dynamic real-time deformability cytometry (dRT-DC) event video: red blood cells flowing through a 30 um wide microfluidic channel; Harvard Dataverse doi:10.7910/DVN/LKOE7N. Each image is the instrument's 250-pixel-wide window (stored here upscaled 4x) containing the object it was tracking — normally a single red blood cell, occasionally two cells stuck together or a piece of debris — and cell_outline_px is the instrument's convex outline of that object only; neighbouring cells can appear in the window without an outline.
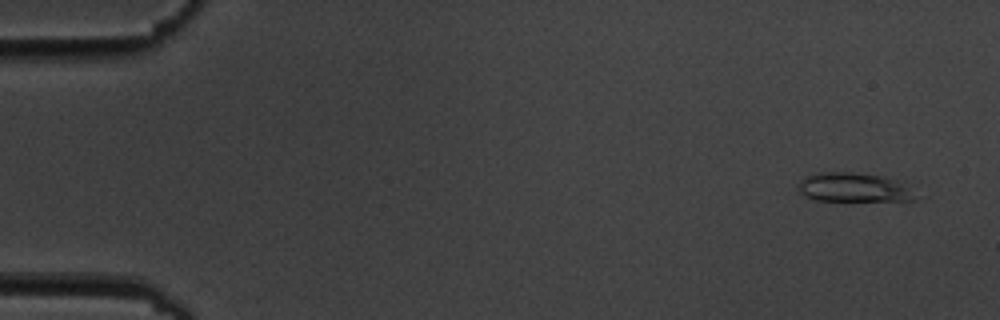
{"species": "common noctule bat (a hibernating species)", "species_latin": "Nyctalus noctula", "temperature_condition": "cold", "stored_images_in_passage": 3, "camera_frame_rate_fps": 3000, "um_per_image_px": 0.085, "animal": {"sex": "male", "body_mass_g": 19.5, "forearm_length_mm": 54.6}, "frame": {"image": 1, "passage_image": 1, "time_ms": 0.0, "image_size_px": [1000, 320], "cell_outline_px": [[916, 200], [816, 200], [800, 192], [796, 188], [800, 180], [808, 176], [820, 172], [852, 172], [884, 176], [904, 180]], "centroid_in_image_um": [72.58, 15.91], "position_along_channel_um": 12.4, "area_um2": 19.77}}